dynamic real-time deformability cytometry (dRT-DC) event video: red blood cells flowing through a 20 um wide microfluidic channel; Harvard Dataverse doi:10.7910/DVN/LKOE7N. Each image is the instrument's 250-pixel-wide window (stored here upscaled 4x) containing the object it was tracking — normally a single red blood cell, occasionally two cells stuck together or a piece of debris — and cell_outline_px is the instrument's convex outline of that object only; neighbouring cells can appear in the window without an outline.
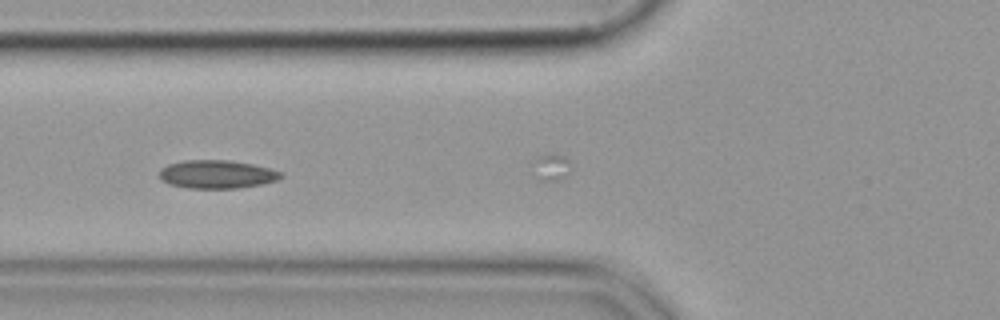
{"species": "common noctule bat (a hibernating species)", "species_latin": "Nyctalus noctula", "temperature_condition": "cold", "stored_images_in_passage": 15, "camera_frame_rate_fps": 3000, "um_per_image_px": 0.085, "animal": {"sex": "female", "body_mass_g": 19.9}, "frame": {"image": 1, "passage_image": 3, "time_ms": 0.667, "image_size_px": [1000, 320], "cell_outline_px": [[284, 176], [276, 180], [260, 184], [236, 188], [188, 188], [168, 184], [160, 180], [160, 168], [168, 164], [184, 160], [228, 160], [252, 164], [268, 168], [280, 172]], "centroid_in_image_um": [18.38, 14.81], "position_along_channel_um": 107.4, "area_um2": 19.94}}